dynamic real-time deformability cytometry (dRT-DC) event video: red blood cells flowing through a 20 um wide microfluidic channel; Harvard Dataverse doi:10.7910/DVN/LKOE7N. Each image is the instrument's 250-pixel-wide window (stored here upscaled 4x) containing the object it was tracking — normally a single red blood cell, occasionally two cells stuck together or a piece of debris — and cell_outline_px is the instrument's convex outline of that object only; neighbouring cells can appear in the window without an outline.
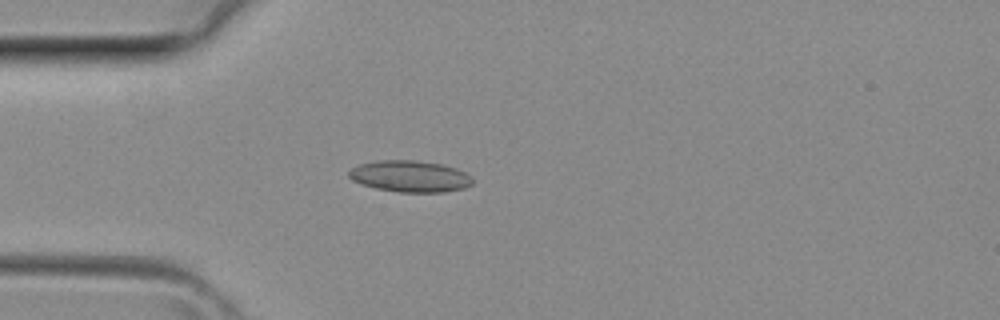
{"species": "common noctule bat (a hibernating species)", "species_latin": "Nyctalus noctula", "temperature_condition": "room temperature", "stored_images_in_passage": 29, "camera_frame_rate_fps": 3000, "um_per_image_px": 0.085, "animal": {"sex": "female", "body_mass_g": 29.2, "forearm_length_mm": 56.3}, "frame": {"image": 1, "passage_image": 5, "time_ms": 1.333, "image_size_px": [1000, 320], "cell_outline_px": [[472, 184], [464, 188], [444, 192], [400, 192], [376, 188], [352, 180], [348, 176], [348, 172], [352, 168], [360, 164], [380, 160], [416, 160], [440, 164], [456, 168], [472, 176]], "centroid_in_image_um": [34.87, 14.98], "position_along_channel_um": 50.1, "area_um2": 22.54}}
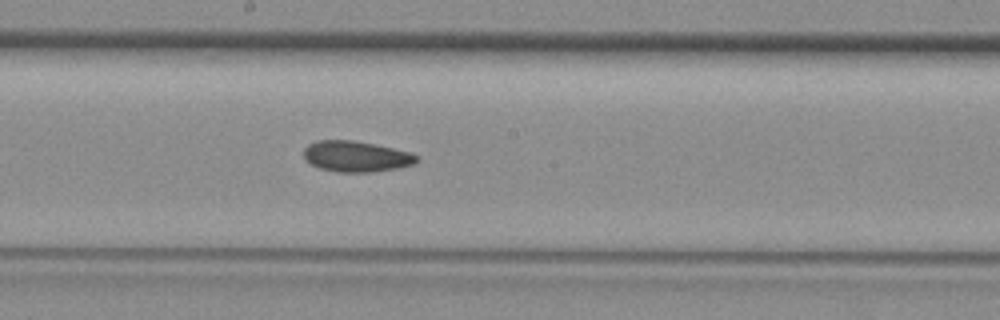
{"frame": {"image": 2, "passage_image": 15, "time_ms": 4.667, "image_size_px": [1000, 320], "cell_outline_px": [[420, 160], [412, 164], [396, 168], [372, 172], [336, 172], [320, 168], [312, 164], [304, 156], [304, 148], [308, 144], [316, 140], [352, 140], [412, 152], [420, 156]], "centroid_in_image_um": [30.29, 13.29], "position_along_channel_um": 217.9, "area_um2": 20.23}}
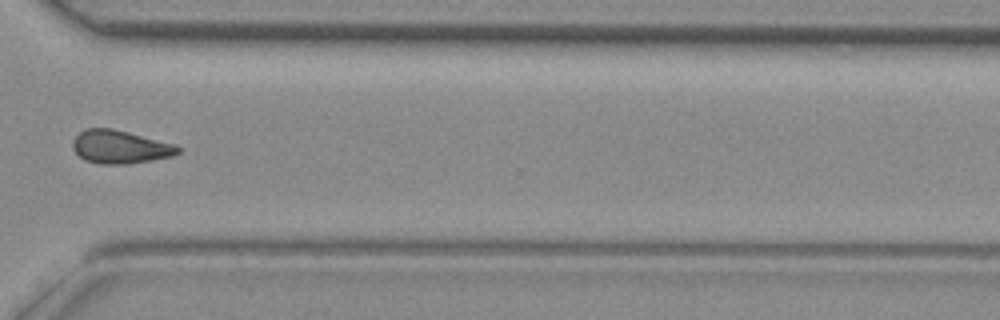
{"frame": {"image": 3, "passage_image": 23, "time_ms": 7.333, "image_size_px": [1000, 320], "cell_outline_px": [[180, 152], [172, 156], [152, 160], [128, 164], [100, 164], [84, 160], [72, 148], [72, 140], [84, 128], [112, 128], [176, 144], [180, 148]], "centroid_in_image_um": [10.2, 12.48], "position_along_channel_um": 360.4, "area_um2": 20.46}}